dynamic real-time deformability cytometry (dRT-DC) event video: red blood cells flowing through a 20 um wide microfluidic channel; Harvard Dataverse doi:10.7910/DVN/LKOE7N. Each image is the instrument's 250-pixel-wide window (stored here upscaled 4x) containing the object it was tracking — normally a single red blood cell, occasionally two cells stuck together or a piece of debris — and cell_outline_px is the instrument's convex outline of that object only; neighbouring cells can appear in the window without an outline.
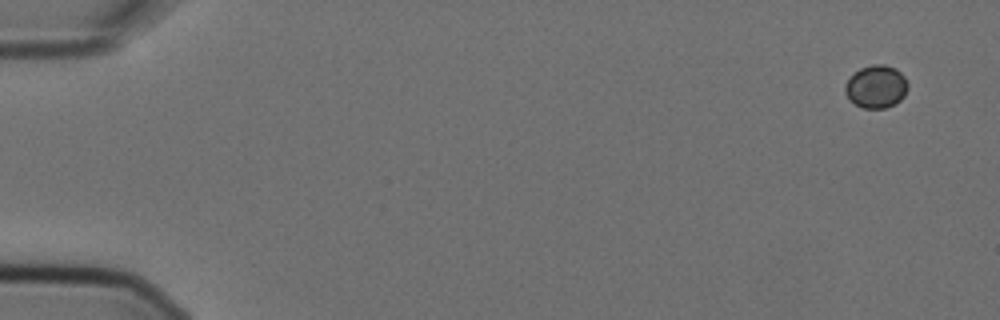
{"species": "Egyptian fruit bat (a non-hibernating species)", "species_latin": "Rousettus aegyptiacus", "temperature_condition": "cold", "stored_images_in_passage": 6, "camera_frame_rate_fps": 3000, "um_per_image_px": 0.085, "animal": {"sex": "female"}, "frame": {"image": 1, "passage_image": 1, "time_ms": 0.0, "image_size_px": [1000, 320], "cell_outline_px": [[908, 88], [904, 96], [896, 104], [884, 108], [864, 108], [848, 100], [844, 92], [844, 84], [860, 68], [872, 64], [884, 64], [896, 68], [904, 76], [908, 84]], "centroid_in_image_um": [74.47, 7.36], "position_along_channel_um": 10.5, "area_um2": 15.78}}
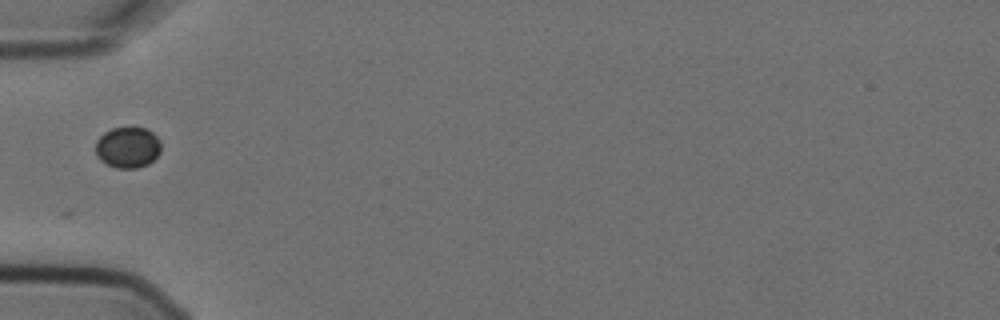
{"frame": {"image": 2, "passage_image": 6, "time_ms": 1.667, "image_size_px": [1000, 320], "cell_outline_px": [[160, 152], [148, 164], [136, 168], [116, 168], [100, 160], [96, 156], [96, 140], [104, 132], [112, 128], [148, 128], [160, 140]], "centroid_in_image_um": [10.85, 12.52], "position_along_channel_um": 74.2, "area_um2": 15.61}}